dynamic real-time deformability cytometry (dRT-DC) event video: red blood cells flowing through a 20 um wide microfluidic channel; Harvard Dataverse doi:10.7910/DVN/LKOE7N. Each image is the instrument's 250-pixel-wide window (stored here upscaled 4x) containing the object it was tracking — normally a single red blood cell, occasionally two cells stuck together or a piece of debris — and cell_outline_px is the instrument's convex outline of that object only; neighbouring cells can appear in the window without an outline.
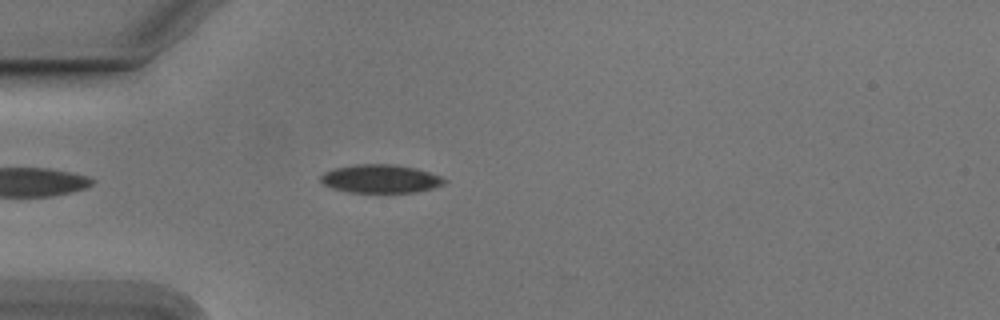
{"species": "Egyptian fruit bat (a non-hibernating species)", "species_latin": "Rousettus aegyptiacus", "temperature_condition": "cold", "stored_images_in_passage": 43, "camera_frame_rate_fps": 3000, "um_per_image_px": 0.085, "animal": {"sex": "male"}, "frame": {"image": 1, "passage_image": 4, "time_ms": 1.0, "image_size_px": [1000, 320], "cell_outline_px": [[448, 180], [444, 184], [432, 188], [412, 192], [348, 192], [332, 188], [324, 184], [320, 180], [320, 176], [324, 172], [332, 168], [356, 164], [392, 164], [416, 168], [440, 176]], "centroid_in_image_um": [32.31, 15.18], "position_along_channel_um": 52.7, "area_um2": 20.4}}
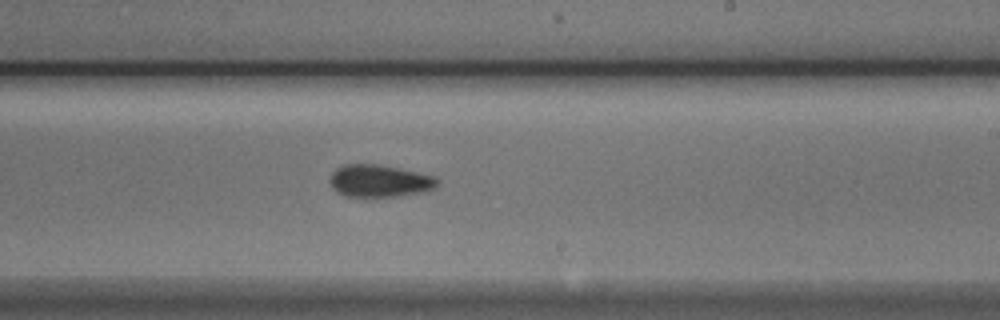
{"frame": {"image": 2, "passage_image": 21, "time_ms": 6.667, "image_size_px": [1000, 320], "cell_outline_px": [[440, 184], [436, 188], [428, 192], [400, 196], [344, 196], [336, 192], [332, 188], [328, 180], [332, 172], [336, 168], [344, 164], [380, 164], [436, 176], [440, 180]], "centroid_in_image_um": [32.3, 15.38], "position_along_channel_um": 256.7, "area_um2": 20.75}}
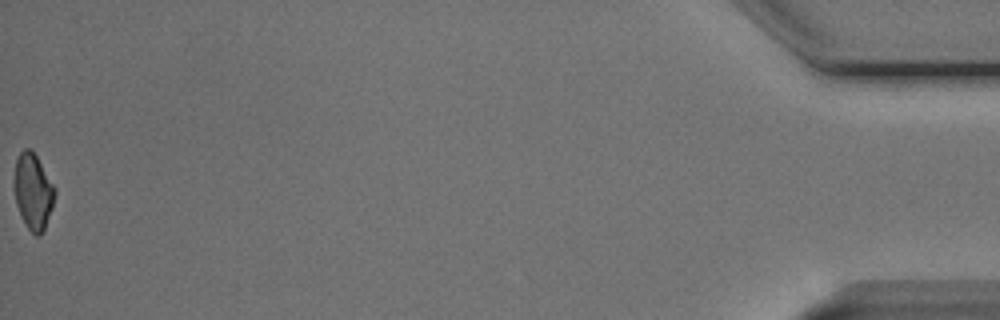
{"frame": {"image": 3, "passage_image": 43, "time_ms": 14.0, "image_size_px": [1000, 320], "cell_outline_px": [[56, 192], [52, 208], [44, 232], [40, 236], [36, 236], [24, 224], [16, 204], [16, 160], [20, 152], [24, 148], [28, 148], [36, 156], [56, 188]], "centroid_in_image_um": [2.85, 16.33], "position_along_channel_um": 432.3, "area_um2": 17.63}, "authors_computed_cell_mechanics": {"area_um2": 19.941, "velocity_mm_per_s": 3.7829, "shape_relaxation_time_tau1_ms": 3.2253, "shape_relaxation_time_tau2_ms": 4.4426, "deformation_change_tau1": 0.094, "deformation_change_tau2": 0.0995}}